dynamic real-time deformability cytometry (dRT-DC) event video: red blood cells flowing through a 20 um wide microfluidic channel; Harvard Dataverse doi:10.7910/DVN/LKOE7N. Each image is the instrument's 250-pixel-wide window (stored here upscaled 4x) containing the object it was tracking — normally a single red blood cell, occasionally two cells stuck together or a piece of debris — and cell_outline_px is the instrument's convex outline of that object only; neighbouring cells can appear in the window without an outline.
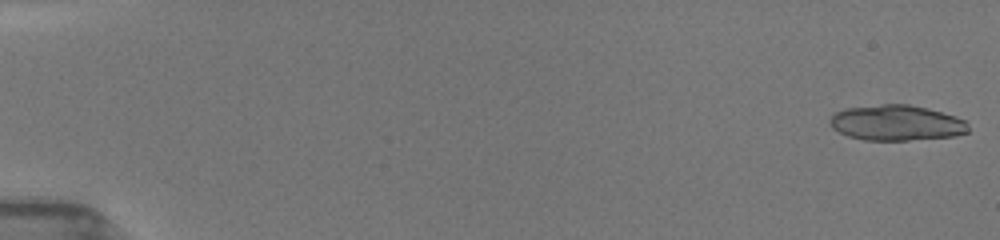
{"species": "common noctule bat (a hibernating species)", "species_latin": "Nyctalus noctula", "temperature_condition": "room temperature", "stored_images_in_passage": 73, "segment_of_instrument_passage": [1, 2], "camera_frame_rate_fps": 3000, "um_per_image_px": 0.085, "animal": {"sex": "female", "body_mass_g": 19.5, "forearm_length_mm": 54.1}, "frame": {"image": 1, "passage_image": 1, "time_ms": 0.0, "image_size_px": [1000, 240], "cell_outline_px": [[968, 132], [956, 136], [908, 140], [864, 140], [848, 136], [832, 128], [828, 120], [836, 112], [844, 108], [880, 104], [908, 104], [928, 108], [956, 116], [964, 120], [968, 124]], "centroid_in_image_um": [76.2, 10.44], "position_along_channel_um": 8.8, "area_um2": 28.78}}
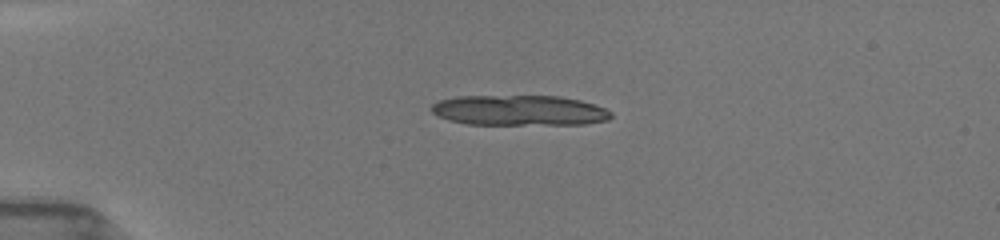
{"frame": {"image": 2, "passage_image": 21, "time_ms": 4.0, "image_size_px": [1000, 240], "cell_outline_px": [[612, 116], [608, 120], [584, 124], [468, 124], [448, 120], [432, 112], [428, 108], [432, 104], [440, 100], [456, 96], [560, 96], [580, 100], [604, 108], [612, 112]], "centroid_in_image_um": [44.12, 9.38], "position_along_channel_um": 40.9, "area_um2": 31.73}}